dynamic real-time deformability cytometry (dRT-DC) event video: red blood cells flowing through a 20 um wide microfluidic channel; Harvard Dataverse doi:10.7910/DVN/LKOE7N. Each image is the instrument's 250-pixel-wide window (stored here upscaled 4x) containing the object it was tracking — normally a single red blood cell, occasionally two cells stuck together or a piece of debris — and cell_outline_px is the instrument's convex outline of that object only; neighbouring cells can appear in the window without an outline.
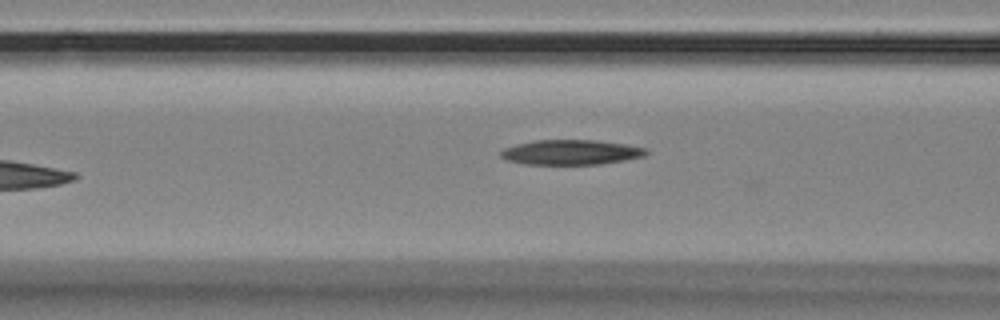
{"species": "Egyptian fruit bat (a non-hibernating species)", "species_latin": "Rousettus aegyptiacus", "temperature_condition": "room temperature", "stored_images_in_passage": 38, "camera_frame_rate_fps": 3000, "um_per_image_px": 0.085, "animal": {"sex": "female"}, "frame": {"image": 1, "passage_image": 10, "time_ms": 3.0, "image_size_px": [1000, 320], "cell_outline_px": [[648, 152], [644, 156], [624, 160], [600, 164], [524, 164], [508, 160], [500, 156], [500, 152], [504, 148], [516, 144], [536, 140], [596, 140], [628, 144], [648, 148]], "centroid_in_image_um": [48.56, 12.93], "position_along_channel_um": 118.0, "area_um2": 21.15}}
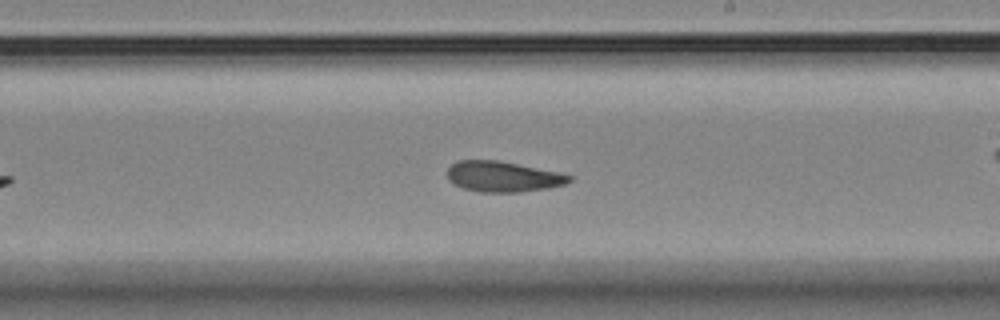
{"frame": {"image": 2, "passage_image": 17, "time_ms": 5.333, "image_size_px": [1000, 320], "cell_outline_px": [[572, 180], [564, 184], [548, 188], [520, 192], [480, 192], [464, 188], [452, 184], [448, 180], [448, 168], [452, 164], [460, 160], [496, 160], [560, 172], [572, 176]], "centroid_in_image_um": [42.74, 15.01], "position_along_channel_um": 246.3, "area_um2": 21.68}}
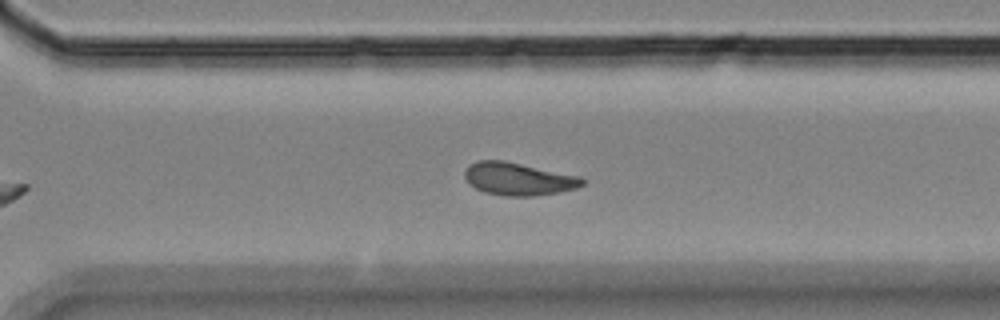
{"frame": {"image": 3, "passage_image": 24, "time_ms": 7.667, "image_size_px": [1000, 320], "cell_outline_px": [[584, 184], [576, 188], [556, 192], [532, 196], [504, 196], [484, 192], [468, 184], [464, 176], [464, 172], [468, 164], [480, 160], [504, 160], [580, 176], [584, 180]], "centroid_in_image_um": [44.02, 15.2], "position_along_channel_um": 326.6, "area_um2": 22.43}, "authors_computed_cell_mechanics": {"area_um2": 21.1548, "velocity_mm_per_s": 3.4606, "shape_relaxation_time_tau1_ms": 4.4284, "shape_relaxation_time_tau2_ms": 3.0732, "deformation_change_tau1": 0.1881, "deformation_change_tau2": 0.1072}}